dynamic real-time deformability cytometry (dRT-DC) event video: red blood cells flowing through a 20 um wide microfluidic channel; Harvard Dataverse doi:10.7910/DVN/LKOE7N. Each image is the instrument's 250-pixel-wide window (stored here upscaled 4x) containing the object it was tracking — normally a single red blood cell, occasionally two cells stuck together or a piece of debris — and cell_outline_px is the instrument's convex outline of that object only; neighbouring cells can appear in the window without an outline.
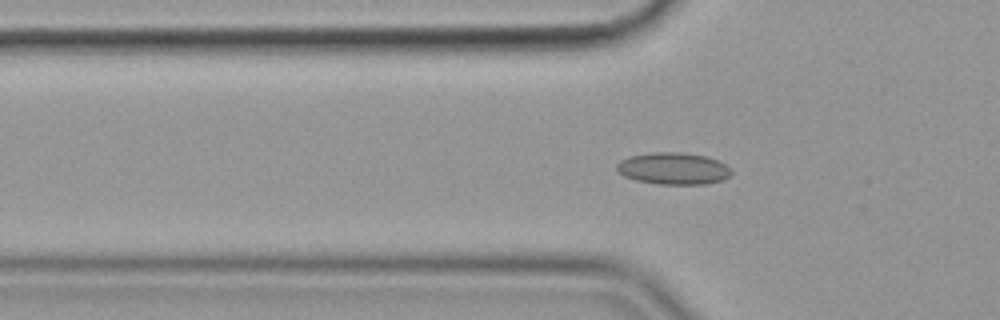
{"species": "common noctule bat (a hibernating species)", "species_latin": "Nyctalus noctula", "temperature_condition": "cold", "stored_images_in_passage": 45, "camera_frame_rate_fps": 3000, "um_per_image_px": 0.085, "animal": {"sex": "female", "body_mass_g": 19.9}, "frame": {"image": 1, "passage_image": 6, "time_ms": 1.667, "image_size_px": [1000, 320], "cell_outline_px": [[732, 172], [724, 180], [704, 184], [656, 184], [636, 180], [624, 176], [616, 168], [616, 164], [620, 160], [628, 156], [652, 152], [680, 152], [704, 156], [716, 160], [724, 164]], "centroid_in_image_um": [57.19, 14.32], "position_along_channel_um": 68.6, "area_um2": 21.21}}
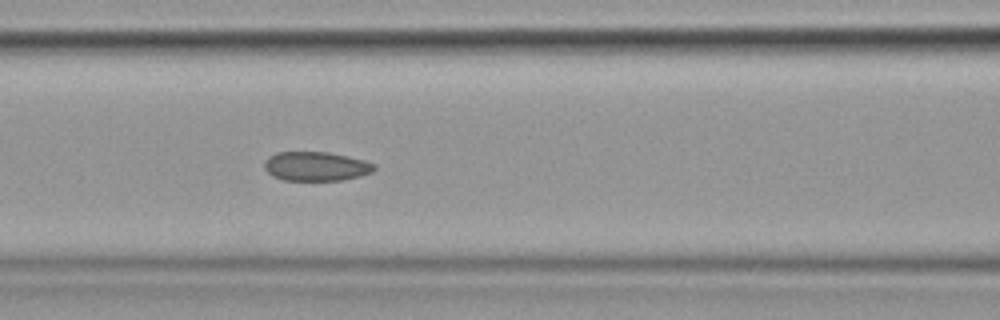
{"frame": {"image": 2, "passage_image": 12, "time_ms": 3.667, "image_size_px": [1000, 320], "cell_outline_px": [[376, 168], [372, 172], [360, 176], [344, 180], [284, 180], [272, 176], [264, 168], [264, 160], [268, 156], [276, 152], [328, 152], [348, 156], [364, 160], [376, 164]], "centroid_in_image_um": [26.86, 14.13], "position_along_channel_um": 139.7, "area_um2": 18.84}}
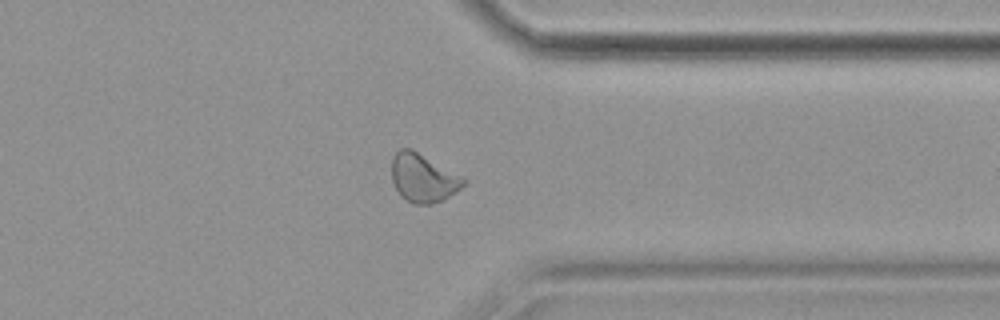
{"frame": {"image": 3, "passage_image": 32, "time_ms": 10.333, "image_size_px": [1000, 320], "cell_outline_px": [[468, 180], [460, 188], [448, 196], [432, 204], [412, 204], [400, 196], [392, 180], [392, 156], [400, 148], [412, 148]], "centroid_in_image_um": [35.93, 15.11], "position_along_channel_um": 375.5, "area_um2": 20.11}, "authors_computed_cell_mechanics": {"area_um2": 19.363, "velocity_mm_per_s": 3.5817, "shape_relaxation_time_tau1_ms": null, "shape_relaxation_time_tau2_ms": 2.5127, "deformation_change_tau1": null, "deformation_change_tau2": 0.0754}}